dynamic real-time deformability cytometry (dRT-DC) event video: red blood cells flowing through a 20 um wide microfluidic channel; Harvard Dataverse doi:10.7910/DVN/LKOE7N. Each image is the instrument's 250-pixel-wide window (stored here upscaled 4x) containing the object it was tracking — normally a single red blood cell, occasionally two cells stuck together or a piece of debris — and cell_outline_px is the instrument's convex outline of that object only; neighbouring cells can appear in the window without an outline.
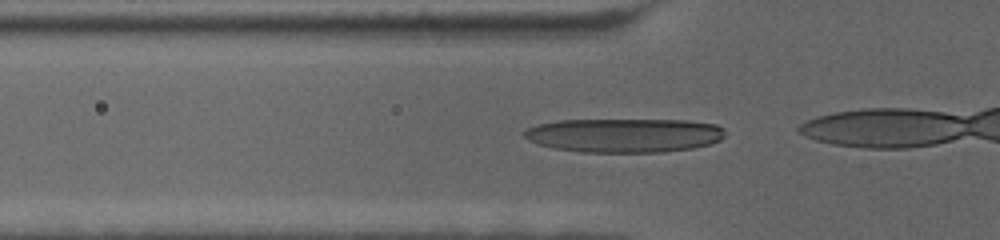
{"species": "human", "species_latin": "Homo sapiens", "temperature_condition": "cold", "stored_images_in_passage": 45, "camera_frame_rate_fps": 3000, "um_per_image_px": 0.085, "donor": {"sex": "female"}, "frame": {"image": 1, "passage_image": 15, "time_ms": 4.667, "image_size_px": [1000, 240], "cell_outline_px": [[724, 136], [720, 140], [712, 144], [692, 148], [660, 152], [580, 152], [552, 148], [528, 140], [524, 136], [524, 132], [528, 128], [540, 124], [560, 120], [688, 120], [716, 124], [724, 128]], "centroid_in_image_um": [53.1, 11.5], "position_along_channel_um": 72.7, "area_um2": 39.88}}
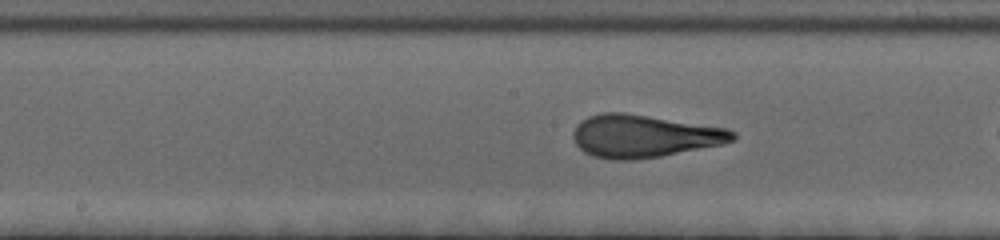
{"frame": {"image": 2, "passage_image": 27, "time_ms": 8.667, "image_size_px": [1000, 240], "cell_outline_px": [[736, 136], [732, 140], [724, 144], [660, 156], [632, 160], [612, 160], [592, 156], [584, 152], [576, 144], [572, 136], [572, 132], [576, 124], [580, 120], [588, 116], [604, 112], [624, 112], [728, 128], [736, 132]], "centroid_in_image_um": [54.71, 11.56], "position_along_channel_um": 193.5, "area_um2": 39.88}}
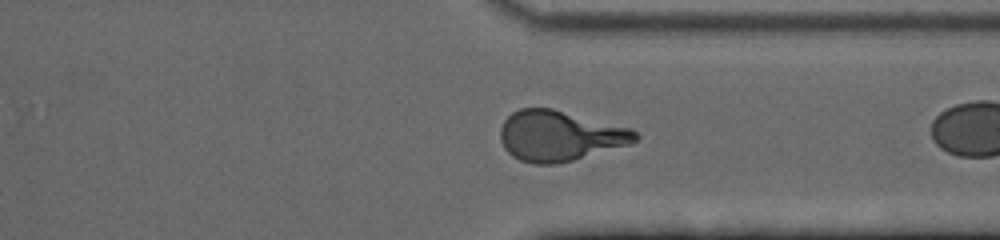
{"frame": {"image": 3, "passage_image": 44, "time_ms": 14.333, "image_size_px": [1000, 240], "cell_outline_px": [[640, 136], [636, 140], [628, 144], [572, 160], [556, 164], [532, 164], [520, 160], [512, 156], [504, 148], [500, 140], [500, 128], [504, 120], [512, 112], [520, 108], [552, 108], [632, 128]], "centroid_in_image_um": [47.54, 11.53], "position_along_channel_um": 363.9, "area_um2": 39.54}}